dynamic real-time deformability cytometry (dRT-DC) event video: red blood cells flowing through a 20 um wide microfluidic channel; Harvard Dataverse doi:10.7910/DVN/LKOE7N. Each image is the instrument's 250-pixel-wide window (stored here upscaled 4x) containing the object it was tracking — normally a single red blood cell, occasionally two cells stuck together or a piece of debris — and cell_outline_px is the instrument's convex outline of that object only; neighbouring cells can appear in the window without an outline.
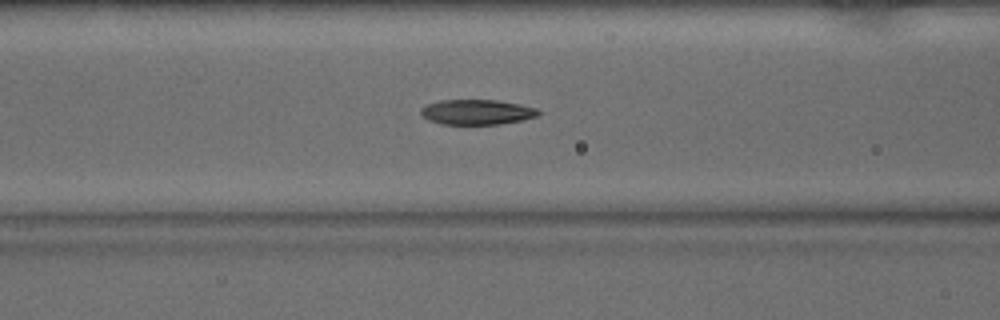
{"species": "common noctule bat (a hibernating species)", "species_latin": "Nyctalus noctula", "temperature_condition": "warm", "stored_images_in_passage": 52, "camera_frame_rate_fps": 3000, "um_per_image_px": 0.085, "animal": {"sex": "male", "body_mass_g": 15.6}, "frame": {"image": 1, "passage_image": 20, "time_ms": 6.333, "image_size_px": [1000, 320], "cell_outline_px": [[540, 116], [500, 124], [440, 124], [428, 120], [420, 112], [420, 108], [428, 104], [440, 100], [496, 100], [520, 104], [536, 108], [540, 112]], "centroid_in_image_um": [40.54, 9.52], "position_along_channel_um": 126.1, "area_um2": 17.17}}
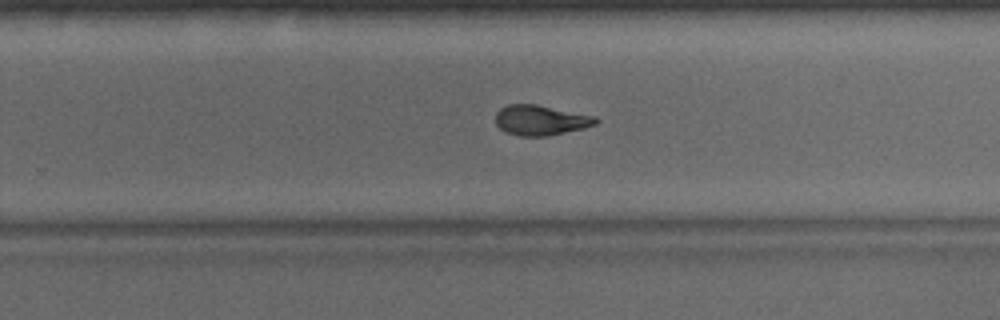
{"frame": {"image": 2, "passage_image": 32, "time_ms": 10.333, "image_size_px": [1000, 320], "cell_outline_px": [[600, 120], [596, 124], [584, 128], [548, 136], [520, 136], [504, 132], [496, 124], [496, 112], [500, 108], [508, 104], [536, 104], [596, 116]], "centroid_in_image_um": [45.96, 10.21], "position_along_channel_um": 283.8, "area_um2": 17.74}}
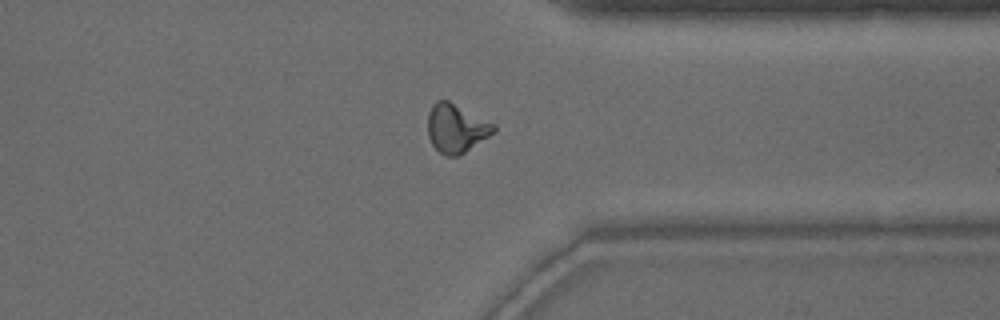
{"frame": {"image": 3, "passage_image": 39, "time_ms": 12.667, "image_size_px": [1000, 320], "cell_outline_px": [[496, 132], [464, 152], [456, 156], [444, 156], [432, 144], [428, 136], [428, 112], [432, 104], [436, 100], [448, 100], [496, 124]], "centroid_in_image_um": [38.78, 10.89], "position_along_channel_um": 372.6, "area_um2": 18.73}, "authors_computed_cell_mechanics": {"area_um2": 17.7446, "velocity_mm_per_s": 3.9533, "shape_relaxation_time_tau1_ms": 5.3168, "shape_relaxation_time_tau2_ms": 2.9766, "deformation_change_tau1": 0.1968, "deformation_change_tau2": 0.0902}}